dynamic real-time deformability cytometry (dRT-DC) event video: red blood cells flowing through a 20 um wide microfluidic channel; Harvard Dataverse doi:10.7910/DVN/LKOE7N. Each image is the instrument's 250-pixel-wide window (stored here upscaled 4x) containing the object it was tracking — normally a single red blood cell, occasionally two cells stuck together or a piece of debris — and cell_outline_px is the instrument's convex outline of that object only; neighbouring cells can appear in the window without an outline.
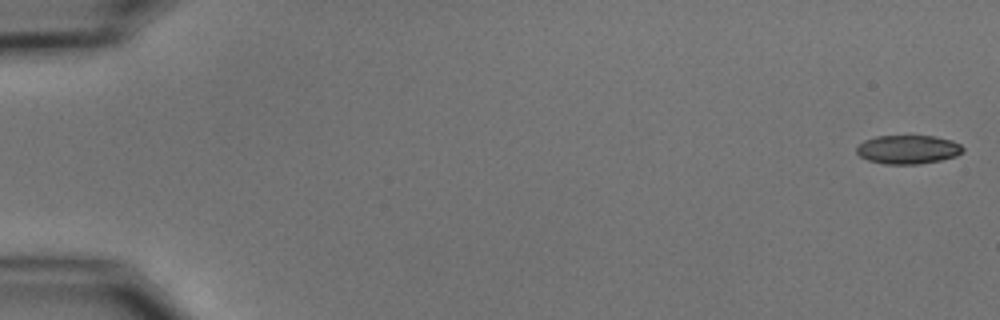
{"species": "common noctule bat (a hibernating species)", "species_latin": "Nyctalus noctula", "temperature_condition": "cold", "stored_images_in_passage": 7, "camera_frame_rate_fps": 3000, "um_per_image_px": 0.085, "animal": {"sex": "male", "body_mass_g": 15.6}, "frame": {"image": 1, "passage_image": 1, "time_ms": 0.0, "image_size_px": [1000, 320], "cell_outline_px": [[964, 152], [956, 156], [940, 160], [920, 164], [884, 164], [868, 160], [860, 156], [856, 152], [856, 148], [864, 140], [876, 136], [936, 136], [952, 140], [960, 144], [964, 148]], "centroid_in_image_um": [77.2, 12.7], "position_along_channel_um": 7.8, "area_um2": 17.92}}
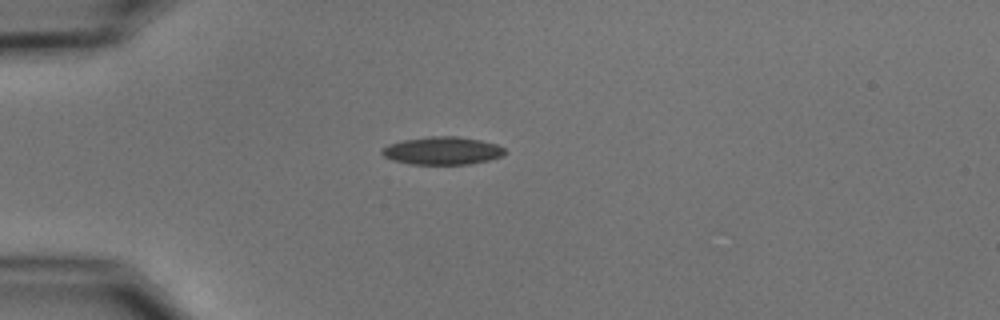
{"frame": {"image": 2, "passage_image": 5, "time_ms": 4.667, "image_size_px": [1000, 320], "cell_outline_px": [[508, 152], [504, 156], [488, 160], [468, 164], [408, 164], [392, 160], [384, 156], [380, 152], [388, 144], [404, 140], [432, 136], [456, 136], [480, 140], [496, 144], [504, 148]], "centroid_in_image_um": [37.62, 12.81], "position_along_channel_um": 47.4, "area_um2": 19.94}}